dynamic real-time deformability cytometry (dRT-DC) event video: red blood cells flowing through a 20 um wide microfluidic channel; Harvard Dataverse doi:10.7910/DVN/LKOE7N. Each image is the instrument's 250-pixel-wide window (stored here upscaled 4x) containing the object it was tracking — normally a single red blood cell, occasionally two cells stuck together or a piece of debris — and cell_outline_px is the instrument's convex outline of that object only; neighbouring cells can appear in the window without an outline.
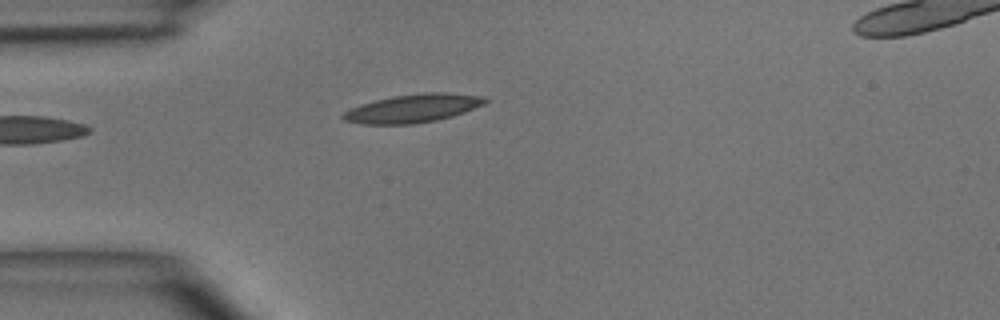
{"species": "common noctule bat (a hibernating species)", "species_latin": "Nyctalus noctula", "temperature_condition": "room temperature", "stored_images_in_passage": 3, "camera_frame_rate_fps": 3000, "um_per_image_px": 0.085, "animal": {"sex": "male", "body_mass_g": 15.6}, "frame": {"image": 1, "passage_image": 3, "time_ms": 2.333, "image_size_px": [1000, 320], "cell_outline_px": [[488, 100], [484, 104], [464, 112], [452, 116], [436, 120], [412, 124], [360, 124], [344, 120], [340, 116], [344, 112], [352, 108], [376, 100], [392, 96], [428, 92], [444, 92], [484, 96]], "centroid_in_image_um": [35.11, 9.21], "position_along_channel_um": 49.9, "area_um2": 23.24}}